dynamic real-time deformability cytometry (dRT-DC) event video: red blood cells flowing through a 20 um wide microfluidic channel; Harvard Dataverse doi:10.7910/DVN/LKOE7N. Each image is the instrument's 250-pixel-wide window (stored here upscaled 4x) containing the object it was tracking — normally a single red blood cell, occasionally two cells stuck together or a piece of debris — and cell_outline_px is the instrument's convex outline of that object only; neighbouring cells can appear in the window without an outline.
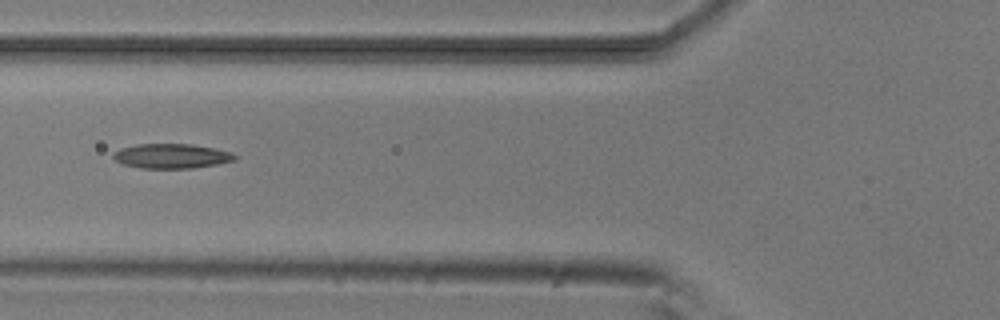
{"species": "common noctule bat (a hibernating species)", "species_latin": "Nyctalus noctula", "temperature_condition": "room temperature", "stored_images_in_passage": 4, "camera_frame_rate_fps": 3000, "um_per_image_px": 0.085, "animal": {"sex": "male", "body_mass_g": 20.5, "forearm_length_mm": 52.5}, "frame": {"image": 1, "passage_image": 4, "time_ms": 3.333, "image_size_px": [1000, 320], "cell_outline_px": [[240, 156], [236, 160], [216, 164], [192, 168], [140, 168], [124, 164], [116, 160], [112, 156], [112, 152], [120, 148], [136, 144], [192, 144], [216, 148], [232, 152]], "centroid_in_image_um": [14.61, 13.25], "position_along_channel_um": 111.2, "area_um2": 17.63}}